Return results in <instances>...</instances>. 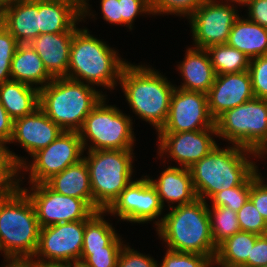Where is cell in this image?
Segmentation results:
<instances>
[{
  "label": "cell",
  "instance_id": "obj_12",
  "mask_svg": "<svg viewBox=\"0 0 267 267\" xmlns=\"http://www.w3.org/2000/svg\"><path fill=\"white\" fill-rule=\"evenodd\" d=\"M225 2V3H224ZM236 4L205 0L187 19L191 26L195 48L207 49L226 44L231 28L239 17Z\"/></svg>",
  "mask_w": 267,
  "mask_h": 267
},
{
  "label": "cell",
  "instance_id": "obj_40",
  "mask_svg": "<svg viewBox=\"0 0 267 267\" xmlns=\"http://www.w3.org/2000/svg\"><path fill=\"white\" fill-rule=\"evenodd\" d=\"M257 169L251 174V191L249 199L255 205L261 216L267 221V183ZM259 172V173H258ZM264 180V181H263Z\"/></svg>",
  "mask_w": 267,
  "mask_h": 267
},
{
  "label": "cell",
  "instance_id": "obj_17",
  "mask_svg": "<svg viewBox=\"0 0 267 267\" xmlns=\"http://www.w3.org/2000/svg\"><path fill=\"white\" fill-rule=\"evenodd\" d=\"M207 94L211 116L216 120L226 110L254 98L251 77L247 71L216 75Z\"/></svg>",
  "mask_w": 267,
  "mask_h": 267
},
{
  "label": "cell",
  "instance_id": "obj_30",
  "mask_svg": "<svg viewBox=\"0 0 267 267\" xmlns=\"http://www.w3.org/2000/svg\"><path fill=\"white\" fill-rule=\"evenodd\" d=\"M206 50L216 75L244 72L249 68L248 57L227 44L213 45Z\"/></svg>",
  "mask_w": 267,
  "mask_h": 267
},
{
  "label": "cell",
  "instance_id": "obj_32",
  "mask_svg": "<svg viewBox=\"0 0 267 267\" xmlns=\"http://www.w3.org/2000/svg\"><path fill=\"white\" fill-rule=\"evenodd\" d=\"M124 244L121 236L117 235L105 250L82 251L79 263L85 267H117L119 254Z\"/></svg>",
  "mask_w": 267,
  "mask_h": 267
},
{
  "label": "cell",
  "instance_id": "obj_51",
  "mask_svg": "<svg viewBox=\"0 0 267 267\" xmlns=\"http://www.w3.org/2000/svg\"><path fill=\"white\" fill-rule=\"evenodd\" d=\"M267 154V143L256 153V157L260 158H265L264 155Z\"/></svg>",
  "mask_w": 267,
  "mask_h": 267
},
{
  "label": "cell",
  "instance_id": "obj_25",
  "mask_svg": "<svg viewBox=\"0 0 267 267\" xmlns=\"http://www.w3.org/2000/svg\"><path fill=\"white\" fill-rule=\"evenodd\" d=\"M53 79L37 52L28 44H19L11 62V80L40 89Z\"/></svg>",
  "mask_w": 267,
  "mask_h": 267
},
{
  "label": "cell",
  "instance_id": "obj_37",
  "mask_svg": "<svg viewBox=\"0 0 267 267\" xmlns=\"http://www.w3.org/2000/svg\"><path fill=\"white\" fill-rule=\"evenodd\" d=\"M241 231L258 235L267 234V221L261 216L250 199L237 212Z\"/></svg>",
  "mask_w": 267,
  "mask_h": 267
},
{
  "label": "cell",
  "instance_id": "obj_42",
  "mask_svg": "<svg viewBox=\"0 0 267 267\" xmlns=\"http://www.w3.org/2000/svg\"><path fill=\"white\" fill-rule=\"evenodd\" d=\"M117 267H158L157 261L149 255H143L124 244L117 261Z\"/></svg>",
  "mask_w": 267,
  "mask_h": 267
},
{
  "label": "cell",
  "instance_id": "obj_21",
  "mask_svg": "<svg viewBox=\"0 0 267 267\" xmlns=\"http://www.w3.org/2000/svg\"><path fill=\"white\" fill-rule=\"evenodd\" d=\"M151 184L155 187L161 204L165 206V202L169 204H176L174 206L190 204L197 198L191 173L189 168L168 166L161 172L160 176L154 180L147 176Z\"/></svg>",
  "mask_w": 267,
  "mask_h": 267
},
{
  "label": "cell",
  "instance_id": "obj_41",
  "mask_svg": "<svg viewBox=\"0 0 267 267\" xmlns=\"http://www.w3.org/2000/svg\"><path fill=\"white\" fill-rule=\"evenodd\" d=\"M121 9V26L126 25L130 30L136 16L152 14L149 0H119Z\"/></svg>",
  "mask_w": 267,
  "mask_h": 267
},
{
  "label": "cell",
  "instance_id": "obj_10",
  "mask_svg": "<svg viewBox=\"0 0 267 267\" xmlns=\"http://www.w3.org/2000/svg\"><path fill=\"white\" fill-rule=\"evenodd\" d=\"M84 147L79 132L63 131L47 147L33 154L32 162L24 163L23 172H29V183H45L54 175L62 172L68 166L83 159Z\"/></svg>",
  "mask_w": 267,
  "mask_h": 267
},
{
  "label": "cell",
  "instance_id": "obj_22",
  "mask_svg": "<svg viewBox=\"0 0 267 267\" xmlns=\"http://www.w3.org/2000/svg\"><path fill=\"white\" fill-rule=\"evenodd\" d=\"M74 32L40 34L30 45L40 56L47 72L53 77H66Z\"/></svg>",
  "mask_w": 267,
  "mask_h": 267
},
{
  "label": "cell",
  "instance_id": "obj_45",
  "mask_svg": "<svg viewBox=\"0 0 267 267\" xmlns=\"http://www.w3.org/2000/svg\"><path fill=\"white\" fill-rule=\"evenodd\" d=\"M100 7L103 19L113 25H121V9L119 0H101Z\"/></svg>",
  "mask_w": 267,
  "mask_h": 267
},
{
  "label": "cell",
  "instance_id": "obj_11",
  "mask_svg": "<svg viewBox=\"0 0 267 267\" xmlns=\"http://www.w3.org/2000/svg\"><path fill=\"white\" fill-rule=\"evenodd\" d=\"M85 220L42 227L32 261L44 264H77L80 261Z\"/></svg>",
  "mask_w": 267,
  "mask_h": 267
},
{
  "label": "cell",
  "instance_id": "obj_14",
  "mask_svg": "<svg viewBox=\"0 0 267 267\" xmlns=\"http://www.w3.org/2000/svg\"><path fill=\"white\" fill-rule=\"evenodd\" d=\"M132 181L105 211L120 220L130 223H147L158 219L163 213V205L155 187L147 175Z\"/></svg>",
  "mask_w": 267,
  "mask_h": 267
},
{
  "label": "cell",
  "instance_id": "obj_8",
  "mask_svg": "<svg viewBox=\"0 0 267 267\" xmlns=\"http://www.w3.org/2000/svg\"><path fill=\"white\" fill-rule=\"evenodd\" d=\"M105 97L86 116L78 131L84 150H134L132 117L115 105H107ZM88 141L92 143L88 145Z\"/></svg>",
  "mask_w": 267,
  "mask_h": 267
},
{
  "label": "cell",
  "instance_id": "obj_36",
  "mask_svg": "<svg viewBox=\"0 0 267 267\" xmlns=\"http://www.w3.org/2000/svg\"><path fill=\"white\" fill-rule=\"evenodd\" d=\"M19 43L0 24V84L11 80V62Z\"/></svg>",
  "mask_w": 267,
  "mask_h": 267
},
{
  "label": "cell",
  "instance_id": "obj_48",
  "mask_svg": "<svg viewBox=\"0 0 267 267\" xmlns=\"http://www.w3.org/2000/svg\"><path fill=\"white\" fill-rule=\"evenodd\" d=\"M6 263L2 267H40L37 263L33 262L31 259H16V260H5Z\"/></svg>",
  "mask_w": 267,
  "mask_h": 267
},
{
  "label": "cell",
  "instance_id": "obj_34",
  "mask_svg": "<svg viewBox=\"0 0 267 267\" xmlns=\"http://www.w3.org/2000/svg\"><path fill=\"white\" fill-rule=\"evenodd\" d=\"M205 0H149L153 15L173 14L189 17Z\"/></svg>",
  "mask_w": 267,
  "mask_h": 267
},
{
  "label": "cell",
  "instance_id": "obj_46",
  "mask_svg": "<svg viewBox=\"0 0 267 267\" xmlns=\"http://www.w3.org/2000/svg\"><path fill=\"white\" fill-rule=\"evenodd\" d=\"M13 134V119L0 103V140L9 144Z\"/></svg>",
  "mask_w": 267,
  "mask_h": 267
},
{
  "label": "cell",
  "instance_id": "obj_47",
  "mask_svg": "<svg viewBox=\"0 0 267 267\" xmlns=\"http://www.w3.org/2000/svg\"><path fill=\"white\" fill-rule=\"evenodd\" d=\"M6 144V142L0 140V164H19L22 166L26 163L27 158L25 159L20 157V155H16L8 149Z\"/></svg>",
  "mask_w": 267,
  "mask_h": 267
},
{
  "label": "cell",
  "instance_id": "obj_18",
  "mask_svg": "<svg viewBox=\"0 0 267 267\" xmlns=\"http://www.w3.org/2000/svg\"><path fill=\"white\" fill-rule=\"evenodd\" d=\"M63 131L38 107L33 113L13 120L9 144L19 143L32 156L47 147Z\"/></svg>",
  "mask_w": 267,
  "mask_h": 267
},
{
  "label": "cell",
  "instance_id": "obj_23",
  "mask_svg": "<svg viewBox=\"0 0 267 267\" xmlns=\"http://www.w3.org/2000/svg\"><path fill=\"white\" fill-rule=\"evenodd\" d=\"M185 54L184 60L177 65L184 83L177 88L207 93L216 77L207 50L188 47Z\"/></svg>",
  "mask_w": 267,
  "mask_h": 267
},
{
  "label": "cell",
  "instance_id": "obj_7",
  "mask_svg": "<svg viewBox=\"0 0 267 267\" xmlns=\"http://www.w3.org/2000/svg\"><path fill=\"white\" fill-rule=\"evenodd\" d=\"M133 150H94L83 156L90 177L93 210L106 211L133 181Z\"/></svg>",
  "mask_w": 267,
  "mask_h": 267
},
{
  "label": "cell",
  "instance_id": "obj_38",
  "mask_svg": "<svg viewBox=\"0 0 267 267\" xmlns=\"http://www.w3.org/2000/svg\"><path fill=\"white\" fill-rule=\"evenodd\" d=\"M21 169L19 164H0V199L14 196L21 189Z\"/></svg>",
  "mask_w": 267,
  "mask_h": 267
},
{
  "label": "cell",
  "instance_id": "obj_26",
  "mask_svg": "<svg viewBox=\"0 0 267 267\" xmlns=\"http://www.w3.org/2000/svg\"><path fill=\"white\" fill-rule=\"evenodd\" d=\"M226 44L243 52L249 60L267 55V28L239 16Z\"/></svg>",
  "mask_w": 267,
  "mask_h": 267
},
{
  "label": "cell",
  "instance_id": "obj_53",
  "mask_svg": "<svg viewBox=\"0 0 267 267\" xmlns=\"http://www.w3.org/2000/svg\"><path fill=\"white\" fill-rule=\"evenodd\" d=\"M19 0H0V9H3L4 7L14 4Z\"/></svg>",
  "mask_w": 267,
  "mask_h": 267
},
{
  "label": "cell",
  "instance_id": "obj_4",
  "mask_svg": "<svg viewBox=\"0 0 267 267\" xmlns=\"http://www.w3.org/2000/svg\"><path fill=\"white\" fill-rule=\"evenodd\" d=\"M118 55L117 50L90 34L87 28H78L72 38L66 78L114 90L128 63Z\"/></svg>",
  "mask_w": 267,
  "mask_h": 267
},
{
  "label": "cell",
  "instance_id": "obj_50",
  "mask_svg": "<svg viewBox=\"0 0 267 267\" xmlns=\"http://www.w3.org/2000/svg\"><path fill=\"white\" fill-rule=\"evenodd\" d=\"M40 267H78L77 264H44L40 265Z\"/></svg>",
  "mask_w": 267,
  "mask_h": 267
},
{
  "label": "cell",
  "instance_id": "obj_29",
  "mask_svg": "<svg viewBox=\"0 0 267 267\" xmlns=\"http://www.w3.org/2000/svg\"><path fill=\"white\" fill-rule=\"evenodd\" d=\"M105 211H95L85 220V231L83 237L82 251L105 250L107 246L118 234L112 224L103 217Z\"/></svg>",
  "mask_w": 267,
  "mask_h": 267
},
{
  "label": "cell",
  "instance_id": "obj_2",
  "mask_svg": "<svg viewBox=\"0 0 267 267\" xmlns=\"http://www.w3.org/2000/svg\"><path fill=\"white\" fill-rule=\"evenodd\" d=\"M119 84L130 109L159 132L167 121L176 85L148 65L129 62L121 72Z\"/></svg>",
  "mask_w": 267,
  "mask_h": 267
},
{
  "label": "cell",
  "instance_id": "obj_44",
  "mask_svg": "<svg viewBox=\"0 0 267 267\" xmlns=\"http://www.w3.org/2000/svg\"><path fill=\"white\" fill-rule=\"evenodd\" d=\"M245 7L249 20L267 28V0H252Z\"/></svg>",
  "mask_w": 267,
  "mask_h": 267
},
{
  "label": "cell",
  "instance_id": "obj_5",
  "mask_svg": "<svg viewBox=\"0 0 267 267\" xmlns=\"http://www.w3.org/2000/svg\"><path fill=\"white\" fill-rule=\"evenodd\" d=\"M73 79L57 77L39 89V108L62 130L78 132L91 110L106 96Z\"/></svg>",
  "mask_w": 267,
  "mask_h": 267
},
{
  "label": "cell",
  "instance_id": "obj_39",
  "mask_svg": "<svg viewBox=\"0 0 267 267\" xmlns=\"http://www.w3.org/2000/svg\"><path fill=\"white\" fill-rule=\"evenodd\" d=\"M248 72L251 77L254 96L267 99V55L251 59Z\"/></svg>",
  "mask_w": 267,
  "mask_h": 267
},
{
  "label": "cell",
  "instance_id": "obj_16",
  "mask_svg": "<svg viewBox=\"0 0 267 267\" xmlns=\"http://www.w3.org/2000/svg\"><path fill=\"white\" fill-rule=\"evenodd\" d=\"M214 136L217 138L216 128L185 132H158V156L162 159L165 153L181 164L179 166L189 168L217 146Z\"/></svg>",
  "mask_w": 267,
  "mask_h": 267
},
{
  "label": "cell",
  "instance_id": "obj_33",
  "mask_svg": "<svg viewBox=\"0 0 267 267\" xmlns=\"http://www.w3.org/2000/svg\"><path fill=\"white\" fill-rule=\"evenodd\" d=\"M251 175L239 186L225 189L211 198L212 206L227 207L238 212L249 199Z\"/></svg>",
  "mask_w": 267,
  "mask_h": 267
},
{
  "label": "cell",
  "instance_id": "obj_1",
  "mask_svg": "<svg viewBox=\"0 0 267 267\" xmlns=\"http://www.w3.org/2000/svg\"><path fill=\"white\" fill-rule=\"evenodd\" d=\"M161 219L155 220L158 237L167 249L195 253L215 259L217 247L211 233L208 204L202 199L172 206Z\"/></svg>",
  "mask_w": 267,
  "mask_h": 267
},
{
  "label": "cell",
  "instance_id": "obj_9",
  "mask_svg": "<svg viewBox=\"0 0 267 267\" xmlns=\"http://www.w3.org/2000/svg\"><path fill=\"white\" fill-rule=\"evenodd\" d=\"M217 137L257 153L267 143V99L252 98L215 120Z\"/></svg>",
  "mask_w": 267,
  "mask_h": 267
},
{
  "label": "cell",
  "instance_id": "obj_15",
  "mask_svg": "<svg viewBox=\"0 0 267 267\" xmlns=\"http://www.w3.org/2000/svg\"><path fill=\"white\" fill-rule=\"evenodd\" d=\"M216 128L209 112L207 94L175 88L169 115L159 132H185Z\"/></svg>",
  "mask_w": 267,
  "mask_h": 267
},
{
  "label": "cell",
  "instance_id": "obj_6",
  "mask_svg": "<svg viewBox=\"0 0 267 267\" xmlns=\"http://www.w3.org/2000/svg\"><path fill=\"white\" fill-rule=\"evenodd\" d=\"M39 231L34 206L22 189L14 196L0 199V251L6 260L32 259Z\"/></svg>",
  "mask_w": 267,
  "mask_h": 267
},
{
  "label": "cell",
  "instance_id": "obj_3",
  "mask_svg": "<svg viewBox=\"0 0 267 267\" xmlns=\"http://www.w3.org/2000/svg\"><path fill=\"white\" fill-rule=\"evenodd\" d=\"M250 155L257 158L255 152L238 145L225 149L217 145L195 162L189 170L197 198L206 202L218 192L241 185L257 169Z\"/></svg>",
  "mask_w": 267,
  "mask_h": 267
},
{
  "label": "cell",
  "instance_id": "obj_28",
  "mask_svg": "<svg viewBox=\"0 0 267 267\" xmlns=\"http://www.w3.org/2000/svg\"><path fill=\"white\" fill-rule=\"evenodd\" d=\"M260 235L238 231L217 247L214 265L217 267H247V259Z\"/></svg>",
  "mask_w": 267,
  "mask_h": 267
},
{
  "label": "cell",
  "instance_id": "obj_49",
  "mask_svg": "<svg viewBox=\"0 0 267 267\" xmlns=\"http://www.w3.org/2000/svg\"><path fill=\"white\" fill-rule=\"evenodd\" d=\"M89 4L87 0H82V20H84V18L86 16H91L94 17V14L90 13L91 9L89 10Z\"/></svg>",
  "mask_w": 267,
  "mask_h": 267
},
{
  "label": "cell",
  "instance_id": "obj_27",
  "mask_svg": "<svg viewBox=\"0 0 267 267\" xmlns=\"http://www.w3.org/2000/svg\"><path fill=\"white\" fill-rule=\"evenodd\" d=\"M0 103L15 120L33 113L39 107V89L9 80L0 84Z\"/></svg>",
  "mask_w": 267,
  "mask_h": 267
},
{
  "label": "cell",
  "instance_id": "obj_20",
  "mask_svg": "<svg viewBox=\"0 0 267 267\" xmlns=\"http://www.w3.org/2000/svg\"><path fill=\"white\" fill-rule=\"evenodd\" d=\"M1 24L19 44H29L40 35L38 0H19L4 7Z\"/></svg>",
  "mask_w": 267,
  "mask_h": 267
},
{
  "label": "cell",
  "instance_id": "obj_13",
  "mask_svg": "<svg viewBox=\"0 0 267 267\" xmlns=\"http://www.w3.org/2000/svg\"><path fill=\"white\" fill-rule=\"evenodd\" d=\"M31 185L30 190L21 189L34 206L40 228L87 220L95 212L83 199L59 194L45 183Z\"/></svg>",
  "mask_w": 267,
  "mask_h": 267
},
{
  "label": "cell",
  "instance_id": "obj_43",
  "mask_svg": "<svg viewBox=\"0 0 267 267\" xmlns=\"http://www.w3.org/2000/svg\"><path fill=\"white\" fill-rule=\"evenodd\" d=\"M267 266V234L260 235L253 245L251 258L247 259V267Z\"/></svg>",
  "mask_w": 267,
  "mask_h": 267
},
{
  "label": "cell",
  "instance_id": "obj_19",
  "mask_svg": "<svg viewBox=\"0 0 267 267\" xmlns=\"http://www.w3.org/2000/svg\"><path fill=\"white\" fill-rule=\"evenodd\" d=\"M40 34L75 32L82 21V0H38Z\"/></svg>",
  "mask_w": 267,
  "mask_h": 267
},
{
  "label": "cell",
  "instance_id": "obj_35",
  "mask_svg": "<svg viewBox=\"0 0 267 267\" xmlns=\"http://www.w3.org/2000/svg\"><path fill=\"white\" fill-rule=\"evenodd\" d=\"M158 267H213L214 260L209 256L183 253L167 249Z\"/></svg>",
  "mask_w": 267,
  "mask_h": 267
},
{
  "label": "cell",
  "instance_id": "obj_54",
  "mask_svg": "<svg viewBox=\"0 0 267 267\" xmlns=\"http://www.w3.org/2000/svg\"><path fill=\"white\" fill-rule=\"evenodd\" d=\"M78 267H85V266H83L81 263H78Z\"/></svg>",
  "mask_w": 267,
  "mask_h": 267
},
{
  "label": "cell",
  "instance_id": "obj_31",
  "mask_svg": "<svg viewBox=\"0 0 267 267\" xmlns=\"http://www.w3.org/2000/svg\"><path fill=\"white\" fill-rule=\"evenodd\" d=\"M208 214L213 242L216 247L238 231H241L237 212L230 208L208 205Z\"/></svg>",
  "mask_w": 267,
  "mask_h": 267
},
{
  "label": "cell",
  "instance_id": "obj_52",
  "mask_svg": "<svg viewBox=\"0 0 267 267\" xmlns=\"http://www.w3.org/2000/svg\"><path fill=\"white\" fill-rule=\"evenodd\" d=\"M225 1L229 2V3H233L234 2V4L236 3L240 7V4H241V6H246L252 0H225Z\"/></svg>",
  "mask_w": 267,
  "mask_h": 267
},
{
  "label": "cell",
  "instance_id": "obj_24",
  "mask_svg": "<svg viewBox=\"0 0 267 267\" xmlns=\"http://www.w3.org/2000/svg\"><path fill=\"white\" fill-rule=\"evenodd\" d=\"M45 184L59 194L83 199L93 209L89 169L84 159L68 166L47 180Z\"/></svg>",
  "mask_w": 267,
  "mask_h": 267
}]
</instances>
